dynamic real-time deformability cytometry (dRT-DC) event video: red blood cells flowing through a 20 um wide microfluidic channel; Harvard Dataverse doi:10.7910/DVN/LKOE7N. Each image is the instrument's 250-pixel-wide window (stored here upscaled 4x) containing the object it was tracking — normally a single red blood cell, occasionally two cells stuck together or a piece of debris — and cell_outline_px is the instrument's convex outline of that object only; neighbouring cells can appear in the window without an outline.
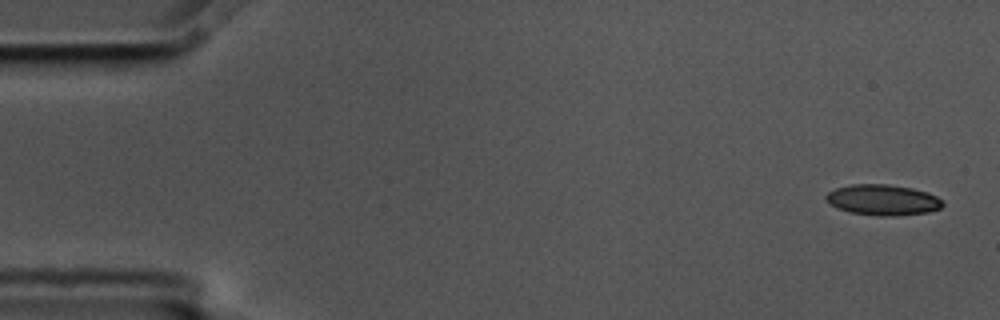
{"species": "common noctule bat (a hibernating species)", "species_latin": "Nyctalus noctula", "temperature_condition": "cold", "stored_images_in_passage": 8, "camera_frame_rate_fps": 3000, "um_per_image_px": 0.085, "animal": {"sex": "male", "body_mass_g": 17.5, "forearm_length_mm": 52.3}, "frame": {"image": 1, "passage_image": 1, "time_ms": 0.0, "image_size_px": [1000, 320], "cell_outline_px": [[944, 204], [940, 208], [928, 212], [892, 216], [876, 216], [848, 212], [836, 208], [824, 196], [828, 192], [836, 188], [852, 184], [888, 184], [912, 188], [928, 192], [936, 196]], "centroid_in_image_um": [75.03, 16.99], "position_along_channel_um": 10.0, "area_um2": 20.87}}
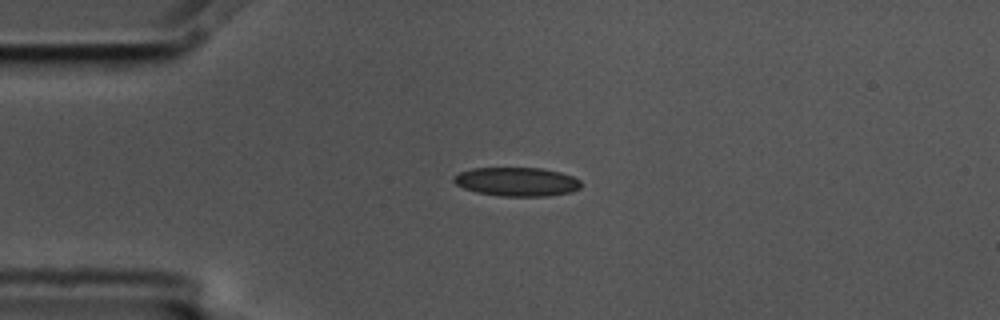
{"frame": {"image": 2, "passage_image": 4, "time_ms": 1.0, "image_size_px": [1000, 320], "cell_outline_px": [[580, 188], [572, 192], [548, 196], [500, 196], [476, 192], [464, 188], [456, 184], [452, 180], [452, 176], [460, 172], [472, 168], [540, 168], [560, 172], [572, 176], [580, 180]], "centroid_in_image_um": [43.91, 15.45], "position_along_channel_um": 41.1, "area_um2": 21.44}}